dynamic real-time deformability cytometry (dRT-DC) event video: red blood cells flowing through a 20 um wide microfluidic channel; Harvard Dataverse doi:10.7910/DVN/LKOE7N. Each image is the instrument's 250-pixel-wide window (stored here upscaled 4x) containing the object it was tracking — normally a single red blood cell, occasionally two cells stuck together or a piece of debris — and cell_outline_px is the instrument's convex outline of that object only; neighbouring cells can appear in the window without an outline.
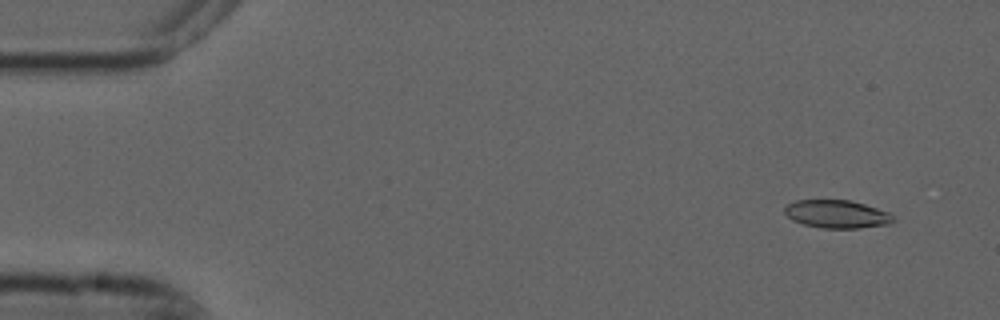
{"species": "common noctule bat (a hibernating species)", "species_latin": "Nyctalus noctula", "temperature_condition": "cold", "stored_images_in_passage": 5, "camera_frame_rate_fps": 3000, "um_per_image_px": 0.085, "animal": {"sex": "male", "forearm_length_mm": 52.5}, "frame": {"image": 1, "passage_image": 2, "time_ms": 0.333, "image_size_px": [1000, 320], "cell_outline_px": [[896, 220], [892, 224], [860, 228], [820, 228], [804, 224], [792, 220], [784, 212], [784, 208], [788, 204], [796, 200], [848, 200], [864, 204], [888, 212]], "centroid_in_image_um": [71.15, 18.21], "position_along_channel_um": 13.9, "area_um2": 17.74}}
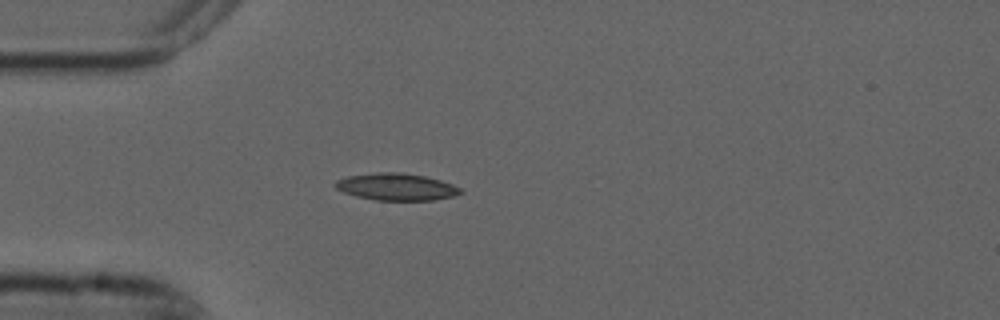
{"frame": {"image": 2, "passage_image": 5, "time_ms": 1.333, "image_size_px": [1000, 320], "cell_outline_px": [[464, 192], [452, 196], [432, 200], [376, 200], [356, 196], [344, 192], [336, 188], [332, 184], [336, 180], [348, 176], [380, 172], [400, 172], [424, 176], [440, 180], [452, 184], [460, 188]], "centroid_in_image_um": [33.67, 15.88], "position_along_channel_um": 51.3, "area_um2": 19.59}}